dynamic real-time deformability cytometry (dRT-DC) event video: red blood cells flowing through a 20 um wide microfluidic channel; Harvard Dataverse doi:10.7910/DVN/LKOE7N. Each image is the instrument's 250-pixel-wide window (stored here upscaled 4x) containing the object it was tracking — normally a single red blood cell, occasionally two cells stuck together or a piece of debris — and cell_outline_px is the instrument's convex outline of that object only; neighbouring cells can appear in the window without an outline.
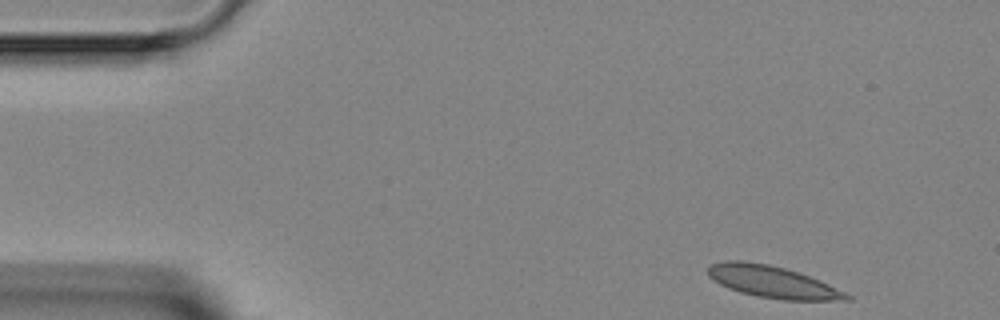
{"species": "Egyptian fruit bat (a non-hibernating species)", "species_latin": "Rousettus aegyptiacus", "temperature_condition": "room temperature", "stored_images_in_passage": 4, "segment_of_instrument_passage": [2, 2], "camera_frame_rate_fps": 3000, "um_per_image_px": 0.085, "animal": {"sex": "female"}, "frame": {"image": 1, "passage_image": 4, "time_ms": 3.667, "image_size_px": [1000, 320], "cell_outline_px": [[852, 300], [784, 300], [756, 296], [740, 292], [728, 288], [712, 280], [708, 276], [708, 268], [712, 264], [724, 260], [744, 260], [768, 264], [784, 268], [820, 280], [852, 296]], "centroid_in_image_um": [65.63, 23.95], "position_along_channel_um": 19.4, "area_um2": 25.66}}